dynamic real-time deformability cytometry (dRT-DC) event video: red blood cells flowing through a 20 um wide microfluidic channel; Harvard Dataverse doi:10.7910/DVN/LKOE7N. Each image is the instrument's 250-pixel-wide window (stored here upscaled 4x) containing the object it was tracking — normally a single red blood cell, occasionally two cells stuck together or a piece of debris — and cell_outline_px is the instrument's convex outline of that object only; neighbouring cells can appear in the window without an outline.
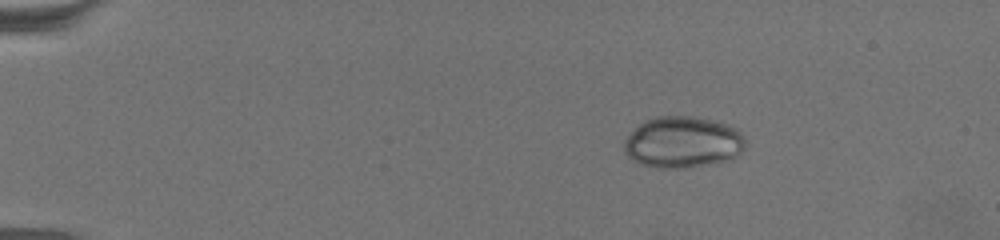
{"species": "common noctule bat (a hibernating species)", "species_latin": "Nyctalus noctula", "temperature_condition": "warm", "stored_images_in_passage": 70, "camera_frame_rate_fps": 3000, "um_per_image_px": 0.085, "animal": {"sex": "female", "body_mass_g": 19.5, "forearm_length_mm": 54.1}, "frame": {"image": 1, "passage_image": 13, "time_ms": 4.0, "image_size_px": [1000, 240], "cell_outline_px": [[744, 148], [732, 160], [692, 168], [656, 168], [640, 164], [632, 160], [624, 152], [624, 140], [640, 124], [648, 120], [660, 116], [692, 116], [712, 120], [728, 124], [736, 128], [744, 136]], "centroid_in_image_um": [58.06, 12.11], "position_along_channel_um": 26.9, "area_um2": 36.59}}
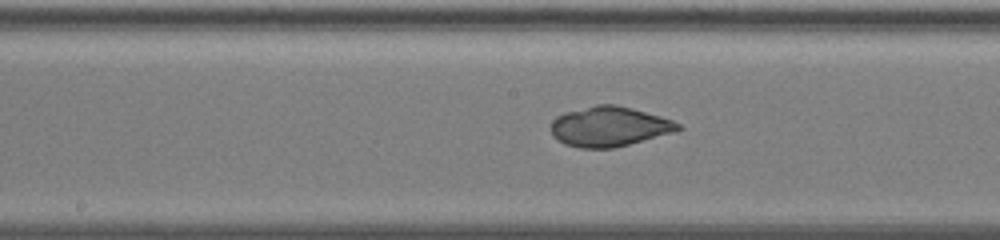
{"frame": {"image": 2, "passage_image": 39, "time_ms": 12.667, "image_size_px": [1000, 240], "cell_outline_px": [[684, 128], [676, 132], [612, 148], [580, 148], [564, 144], [552, 136], [552, 120], [556, 116], [564, 112], [596, 104], [616, 104], [632, 108], [660, 116], [672, 120], [680, 124]], "centroid_in_image_um": [51.79, 10.75], "position_along_channel_um": 196.4, "area_um2": 29.65}}
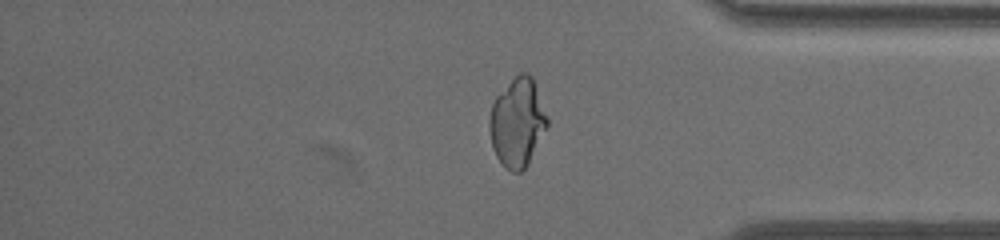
{"frame": {"image": 3, "passage_image": 59, "time_ms": 19.333, "image_size_px": [1000, 240], "cell_outline_px": [[548, 124], [528, 164], [520, 172], [512, 172], [504, 168], [496, 156], [492, 148], [488, 128], [488, 120], [492, 104], [496, 96], [520, 72], [528, 72], [532, 76], [548, 116]], "centroid_in_image_um": [43.96, 10.42], "position_along_channel_um": 391.2, "area_um2": 29.94}}